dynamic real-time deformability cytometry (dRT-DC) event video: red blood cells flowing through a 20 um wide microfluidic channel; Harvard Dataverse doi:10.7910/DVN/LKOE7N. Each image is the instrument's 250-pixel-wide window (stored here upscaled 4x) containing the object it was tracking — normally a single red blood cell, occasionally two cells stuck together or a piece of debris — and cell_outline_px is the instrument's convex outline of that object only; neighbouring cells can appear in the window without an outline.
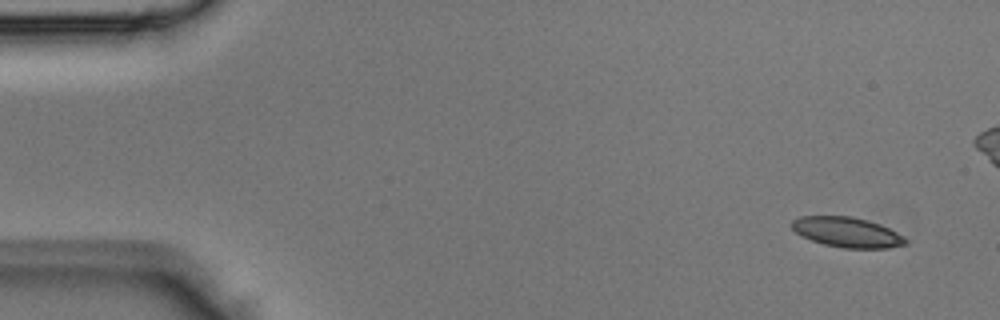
{"species": "Egyptian fruit bat (a non-hibernating species)", "species_latin": "Rousettus aegyptiacus", "temperature_condition": "room temperature", "stored_images_in_passage": 3, "camera_frame_rate_fps": 3000, "um_per_image_px": 0.085, "animal": {"sex": "male"}, "frame": {"image": 1, "passage_image": 1, "time_ms": 0.0, "image_size_px": [1000, 320], "cell_outline_px": [[908, 240], [904, 244], [888, 248], [844, 248], [824, 244], [812, 240], [796, 232], [792, 228], [792, 220], [800, 216], [852, 216], [868, 220], [880, 224], [904, 236]], "centroid_in_image_um": [72.01, 19.73], "position_along_channel_um": 13.0, "area_um2": 19.77}}